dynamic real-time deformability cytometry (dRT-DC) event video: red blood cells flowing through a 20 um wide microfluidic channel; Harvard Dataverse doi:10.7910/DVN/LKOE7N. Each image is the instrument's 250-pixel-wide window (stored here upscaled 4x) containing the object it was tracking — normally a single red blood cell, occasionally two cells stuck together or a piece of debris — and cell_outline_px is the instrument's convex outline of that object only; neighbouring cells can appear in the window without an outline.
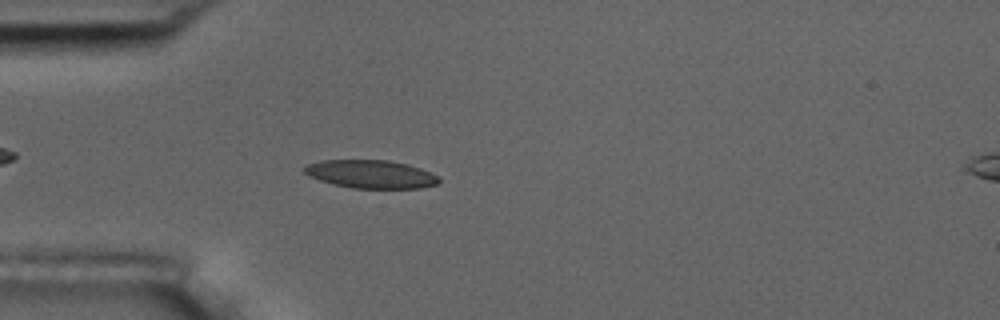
{"species": "common noctule bat (a hibernating species)", "species_latin": "Nyctalus noctula", "temperature_condition": "room temperature", "stored_images_in_passage": 48, "camera_frame_rate_fps": 3000, "um_per_image_px": 0.085, "animal": {"sex": "male", "body_mass_g": 17.5, "forearm_length_mm": 52.3}, "frame": {"image": 1, "passage_image": 9, "time_ms": 2.667, "image_size_px": [1000, 320], "cell_outline_px": [[440, 180], [436, 184], [420, 188], [352, 188], [332, 184], [308, 176], [300, 168], [308, 164], [320, 160], [388, 160], [408, 164], [420, 168], [436, 176]], "centroid_in_image_um": [31.45, 14.8], "position_along_channel_um": 53.5, "area_um2": 22.08}}
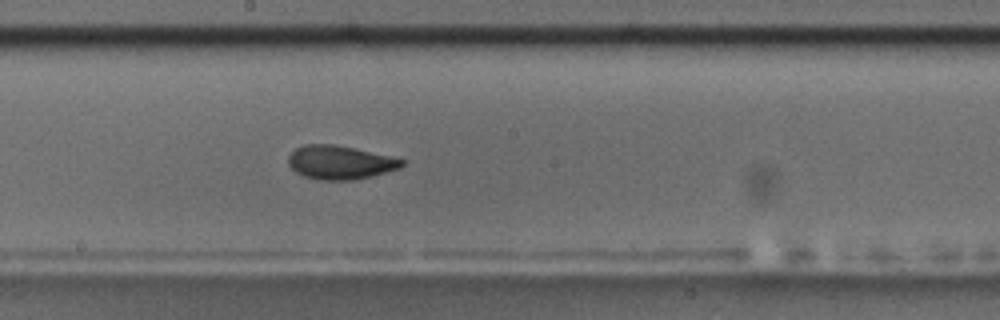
{"frame": {"image": 2, "passage_image": 23, "time_ms": 7.333, "image_size_px": [1000, 320], "cell_outline_px": [[404, 164], [400, 168], [372, 176], [356, 180], [316, 180], [304, 176], [296, 172], [288, 164], [288, 156], [296, 148], [304, 144], [332, 144], [352, 148], [388, 156], [404, 160]], "centroid_in_image_um": [28.86, 13.82], "position_along_channel_um": 219.3, "area_um2": 22.14}}
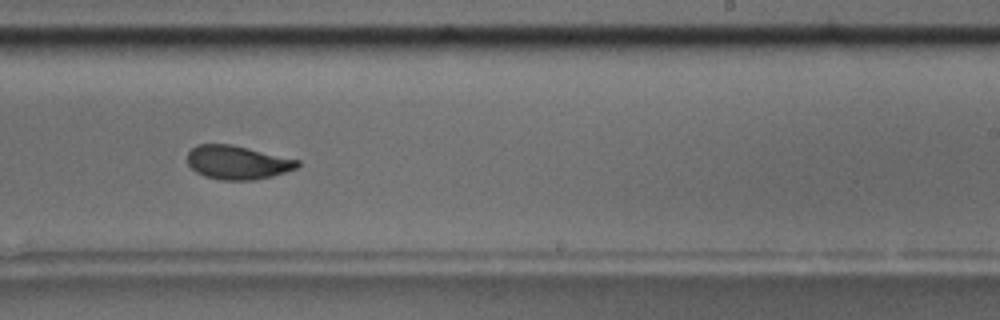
{"frame": {"image": 3, "passage_image": 27, "time_ms": 8.667, "image_size_px": [1000, 320], "cell_outline_px": [[300, 164], [296, 168], [272, 176], [252, 180], [220, 180], [204, 176], [196, 172], [188, 164], [188, 152], [196, 144], [232, 144], [300, 160]], "centroid_in_image_um": [20.17, 13.8], "position_along_channel_um": 268.8, "area_um2": 21.62}, "authors_computed_cell_mechanics": {"area_um2": 21.9929, "velocity_mm_per_s": 3.7239, "shape_relaxation_time_tau1_ms": 3.8239, "shape_relaxation_time_tau2_ms": 1.5058, "deformation_change_tau1": 0.1307, "deformation_change_tau2": 0.0643}}